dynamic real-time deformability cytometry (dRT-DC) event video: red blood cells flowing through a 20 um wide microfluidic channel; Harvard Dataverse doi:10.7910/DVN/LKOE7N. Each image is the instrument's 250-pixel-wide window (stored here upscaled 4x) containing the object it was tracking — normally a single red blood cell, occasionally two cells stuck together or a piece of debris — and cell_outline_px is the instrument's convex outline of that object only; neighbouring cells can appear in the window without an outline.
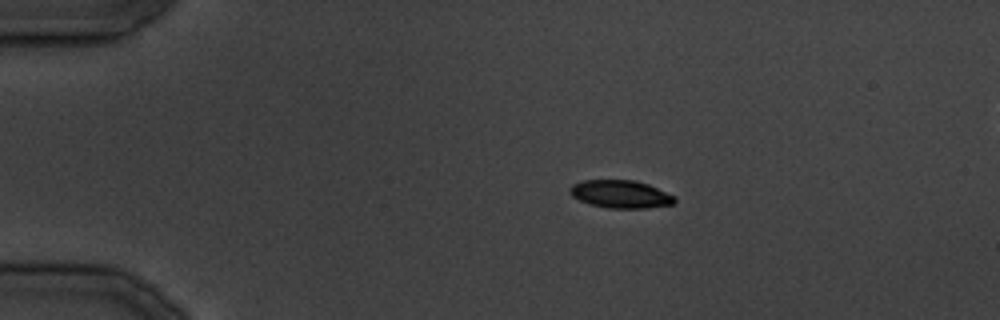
{"species": "common noctule bat (a hibernating species)", "species_latin": "Nyctalus noctula", "temperature_condition": "cold", "stored_images_in_passage": 35, "camera_frame_rate_fps": 3000, "um_per_image_px": 0.085, "animal": {"sex": "male", "body_mass_g": 19.5, "forearm_length_mm": 54.6}, "frame": {"image": 1, "passage_image": 7, "time_ms": 7.667, "image_size_px": [1000, 320], "cell_outline_px": [[676, 200], [672, 204], [644, 208], [608, 208], [588, 204], [572, 196], [568, 192], [568, 188], [572, 184], [580, 180], [636, 180], [648, 184], [676, 196]], "centroid_in_image_um": [52.71, 16.49], "position_along_channel_um": 32.3, "area_um2": 17.17}}
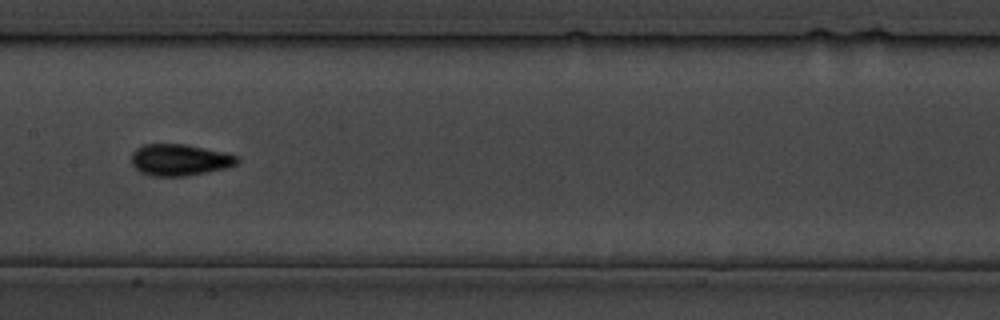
{"frame": {"image": 2, "passage_image": 18, "time_ms": 21.333, "image_size_px": [1000, 320], "cell_outline_px": [[240, 160], [236, 164], [228, 168], [184, 176], [152, 176], [140, 172], [132, 164], [132, 152], [136, 148], [144, 144], [184, 144], [224, 152], [240, 156]], "centroid_in_image_um": [15.29, 13.59], "position_along_channel_um": 192.1, "area_um2": 19.48}}
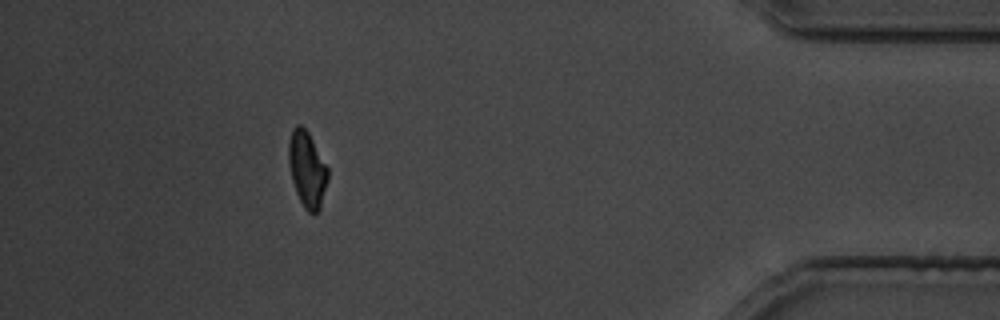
{"frame": {"image": 3, "passage_image": 32, "time_ms": 38.0, "image_size_px": [1000, 320], "cell_outline_px": [[328, 180], [320, 208], [312, 216], [304, 208], [296, 192], [292, 180], [288, 164], [288, 140], [292, 128], [296, 124], [300, 124], [308, 132], [328, 168]], "centroid_in_image_um": [26.09, 14.38], "position_along_channel_um": 409.1, "area_um2": 17.46}}